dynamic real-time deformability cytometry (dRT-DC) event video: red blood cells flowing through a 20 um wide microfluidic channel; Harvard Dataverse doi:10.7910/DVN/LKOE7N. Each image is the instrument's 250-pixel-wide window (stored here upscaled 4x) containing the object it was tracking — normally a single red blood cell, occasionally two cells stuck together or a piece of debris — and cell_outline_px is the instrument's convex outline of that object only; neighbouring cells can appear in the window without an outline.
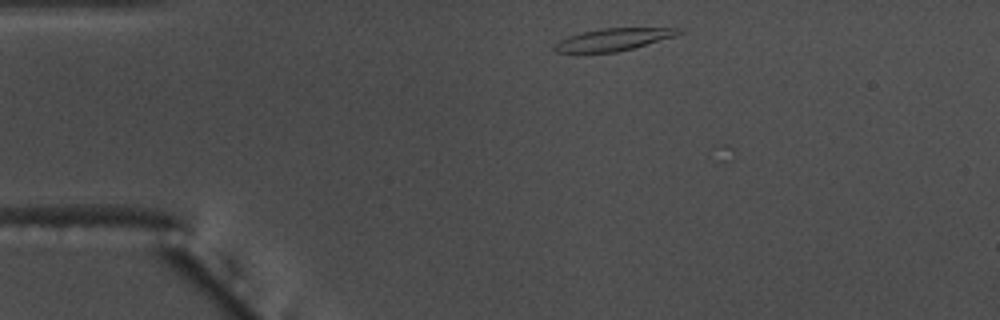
{"species": "common noctule bat (a hibernating species)", "species_latin": "Nyctalus noctula", "temperature_condition": "warm", "stored_images_in_passage": 21, "camera_frame_rate_fps": 3000, "um_per_image_px": 0.085, "animal": {"sex": "male", "body_mass_g": 17.5, "forearm_length_mm": 52.3}, "frame": {"image": 1, "passage_image": 2, "time_ms": 0.333, "image_size_px": [1000, 320], "cell_outline_px": [[684, 32], [676, 36], [632, 48], [616, 52], [556, 52], [552, 48], [560, 40], [568, 36], [580, 32], [600, 28], [676, 28]], "centroid_in_image_um": [52.12, 3.35], "position_along_channel_um": 32.9, "area_um2": 15.95}}
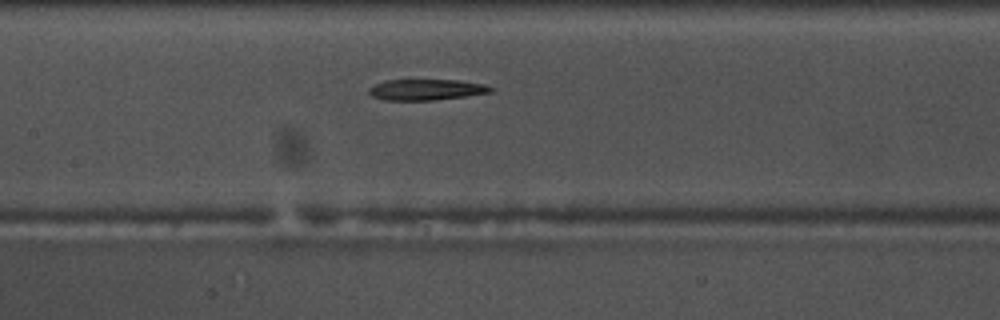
{"frame": {"image": 2, "passage_image": 17, "time_ms": 5.333, "image_size_px": [1000, 320], "cell_outline_px": [[496, 88], [492, 92], [464, 96], [432, 100], [384, 100], [372, 96], [368, 92], [368, 88], [384, 80], [456, 80], [484, 84]], "centroid_in_image_um": [36.23, 7.62], "position_along_channel_um": 171.2, "area_um2": 14.8}}